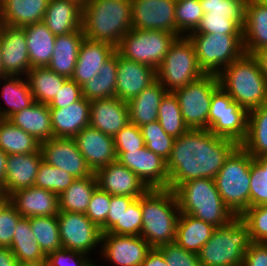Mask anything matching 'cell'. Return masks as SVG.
<instances>
[{
  "mask_svg": "<svg viewBox=\"0 0 267 266\" xmlns=\"http://www.w3.org/2000/svg\"><path fill=\"white\" fill-rule=\"evenodd\" d=\"M111 195L97 187L90 199L85 215L95 223L101 230L106 232V219L110 210Z\"/></svg>",
  "mask_w": 267,
  "mask_h": 266,
  "instance_id": "816d5d0a",
  "label": "cell"
},
{
  "mask_svg": "<svg viewBox=\"0 0 267 266\" xmlns=\"http://www.w3.org/2000/svg\"><path fill=\"white\" fill-rule=\"evenodd\" d=\"M7 158L8 155L0 149V180L3 182L6 177Z\"/></svg>",
  "mask_w": 267,
  "mask_h": 266,
  "instance_id": "03108f58",
  "label": "cell"
},
{
  "mask_svg": "<svg viewBox=\"0 0 267 266\" xmlns=\"http://www.w3.org/2000/svg\"><path fill=\"white\" fill-rule=\"evenodd\" d=\"M176 0H131L132 28L176 35Z\"/></svg>",
  "mask_w": 267,
  "mask_h": 266,
  "instance_id": "ac0fdd59",
  "label": "cell"
},
{
  "mask_svg": "<svg viewBox=\"0 0 267 266\" xmlns=\"http://www.w3.org/2000/svg\"><path fill=\"white\" fill-rule=\"evenodd\" d=\"M242 266H267V243L252 242L245 251Z\"/></svg>",
  "mask_w": 267,
  "mask_h": 266,
  "instance_id": "94428289",
  "label": "cell"
},
{
  "mask_svg": "<svg viewBox=\"0 0 267 266\" xmlns=\"http://www.w3.org/2000/svg\"><path fill=\"white\" fill-rule=\"evenodd\" d=\"M21 218L9 200L0 205V247L10 248L16 225Z\"/></svg>",
  "mask_w": 267,
  "mask_h": 266,
  "instance_id": "db71d44e",
  "label": "cell"
},
{
  "mask_svg": "<svg viewBox=\"0 0 267 266\" xmlns=\"http://www.w3.org/2000/svg\"><path fill=\"white\" fill-rule=\"evenodd\" d=\"M204 13L231 14L242 26L245 24L247 0H199Z\"/></svg>",
  "mask_w": 267,
  "mask_h": 266,
  "instance_id": "f5cc1de1",
  "label": "cell"
},
{
  "mask_svg": "<svg viewBox=\"0 0 267 266\" xmlns=\"http://www.w3.org/2000/svg\"><path fill=\"white\" fill-rule=\"evenodd\" d=\"M9 196L4 187V182L0 180V205L5 204L8 201Z\"/></svg>",
  "mask_w": 267,
  "mask_h": 266,
  "instance_id": "003e7915",
  "label": "cell"
},
{
  "mask_svg": "<svg viewBox=\"0 0 267 266\" xmlns=\"http://www.w3.org/2000/svg\"><path fill=\"white\" fill-rule=\"evenodd\" d=\"M249 111L241 107L221 87L212 95L208 113V130L214 135L236 141L246 139Z\"/></svg>",
  "mask_w": 267,
  "mask_h": 266,
  "instance_id": "7c38bea8",
  "label": "cell"
},
{
  "mask_svg": "<svg viewBox=\"0 0 267 266\" xmlns=\"http://www.w3.org/2000/svg\"><path fill=\"white\" fill-rule=\"evenodd\" d=\"M0 55L3 76H27L31 66L22 27L0 24Z\"/></svg>",
  "mask_w": 267,
  "mask_h": 266,
  "instance_id": "e0dca14e",
  "label": "cell"
},
{
  "mask_svg": "<svg viewBox=\"0 0 267 266\" xmlns=\"http://www.w3.org/2000/svg\"><path fill=\"white\" fill-rule=\"evenodd\" d=\"M250 166L251 155L239 145L214 178L225 206L234 216H241L250 207Z\"/></svg>",
  "mask_w": 267,
  "mask_h": 266,
  "instance_id": "52a82bcc",
  "label": "cell"
},
{
  "mask_svg": "<svg viewBox=\"0 0 267 266\" xmlns=\"http://www.w3.org/2000/svg\"><path fill=\"white\" fill-rule=\"evenodd\" d=\"M168 91L156 79L136 97L127 102L129 122L141 127L158 120V108Z\"/></svg>",
  "mask_w": 267,
  "mask_h": 266,
  "instance_id": "f546056e",
  "label": "cell"
},
{
  "mask_svg": "<svg viewBox=\"0 0 267 266\" xmlns=\"http://www.w3.org/2000/svg\"><path fill=\"white\" fill-rule=\"evenodd\" d=\"M115 52L116 48L110 43L94 41L84 37L71 79L82 87L92 77L98 75L102 65Z\"/></svg>",
  "mask_w": 267,
  "mask_h": 266,
  "instance_id": "cb8c5ba5",
  "label": "cell"
},
{
  "mask_svg": "<svg viewBox=\"0 0 267 266\" xmlns=\"http://www.w3.org/2000/svg\"><path fill=\"white\" fill-rule=\"evenodd\" d=\"M74 139L82 156L94 173L98 169L117 161L112 136L89 125L84 127Z\"/></svg>",
  "mask_w": 267,
  "mask_h": 266,
  "instance_id": "ffe728a7",
  "label": "cell"
},
{
  "mask_svg": "<svg viewBox=\"0 0 267 266\" xmlns=\"http://www.w3.org/2000/svg\"><path fill=\"white\" fill-rule=\"evenodd\" d=\"M157 79L156 69L118 54L116 97L128 102Z\"/></svg>",
  "mask_w": 267,
  "mask_h": 266,
  "instance_id": "44dd1931",
  "label": "cell"
},
{
  "mask_svg": "<svg viewBox=\"0 0 267 266\" xmlns=\"http://www.w3.org/2000/svg\"><path fill=\"white\" fill-rule=\"evenodd\" d=\"M57 218L62 248L90 256L101 247V230L85 214L59 211Z\"/></svg>",
  "mask_w": 267,
  "mask_h": 266,
  "instance_id": "4fadbf2b",
  "label": "cell"
},
{
  "mask_svg": "<svg viewBox=\"0 0 267 266\" xmlns=\"http://www.w3.org/2000/svg\"><path fill=\"white\" fill-rule=\"evenodd\" d=\"M98 187L112 196L139 198L149 188L130 169L114 161L98 169L95 173Z\"/></svg>",
  "mask_w": 267,
  "mask_h": 266,
  "instance_id": "d6986e66",
  "label": "cell"
},
{
  "mask_svg": "<svg viewBox=\"0 0 267 266\" xmlns=\"http://www.w3.org/2000/svg\"><path fill=\"white\" fill-rule=\"evenodd\" d=\"M250 207L267 204V165H259L251 156Z\"/></svg>",
  "mask_w": 267,
  "mask_h": 266,
  "instance_id": "f907efd6",
  "label": "cell"
},
{
  "mask_svg": "<svg viewBox=\"0 0 267 266\" xmlns=\"http://www.w3.org/2000/svg\"><path fill=\"white\" fill-rule=\"evenodd\" d=\"M217 77L220 87L248 111L267 103V80L252 54L244 53Z\"/></svg>",
  "mask_w": 267,
  "mask_h": 266,
  "instance_id": "277c9868",
  "label": "cell"
},
{
  "mask_svg": "<svg viewBox=\"0 0 267 266\" xmlns=\"http://www.w3.org/2000/svg\"><path fill=\"white\" fill-rule=\"evenodd\" d=\"M84 37L82 28L56 36L52 58L47 67L55 73L71 79Z\"/></svg>",
  "mask_w": 267,
  "mask_h": 266,
  "instance_id": "4dcf8cb0",
  "label": "cell"
},
{
  "mask_svg": "<svg viewBox=\"0 0 267 266\" xmlns=\"http://www.w3.org/2000/svg\"><path fill=\"white\" fill-rule=\"evenodd\" d=\"M239 146L231 139L214 135L208 129H189L175 138L166 161L168 189L200 178L214 179L226 159Z\"/></svg>",
  "mask_w": 267,
  "mask_h": 266,
  "instance_id": "6da1fadb",
  "label": "cell"
},
{
  "mask_svg": "<svg viewBox=\"0 0 267 266\" xmlns=\"http://www.w3.org/2000/svg\"><path fill=\"white\" fill-rule=\"evenodd\" d=\"M129 122L127 102L113 98L90 101V126L114 137Z\"/></svg>",
  "mask_w": 267,
  "mask_h": 266,
  "instance_id": "7402d4cb",
  "label": "cell"
},
{
  "mask_svg": "<svg viewBox=\"0 0 267 266\" xmlns=\"http://www.w3.org/2000/svg\"><path fill=\"white\" fill-rule=\"evenodd\" d=\"M17 266H47V263L46 261L29 262V263L18 262Z\"/></svg>",
  "mask_w": 267,
  "mask_h": 266,
  "instance_id": "a7ac6f4b",
  "label": "cell"
},
{
  "mask_svg": "<svg viewBox=\"0 0 267 266\" xmlns=\"http://www.w3.org/2000/svg\"><path fill=\"white\" fill-rule=\"evenodd\" d=\"M253 56L257 60L260 70L267 80V48L256 51Z\"/></svg>",
  "mask_w": 267,
  "mask_h": 266,
  "instance_id": "e7e4bbea",
  "label": "cell"
},
{
  "mask_svg": "<svg viewBox=\"0 0 267 266\" xmlns=\"http://www.w3.org/2000/svg\"><path fill=\"white\" fill-rule=\"evenodd\" d=\"M22 28L25 30L31 68L46 67L52 58L56 36L43 22Z\"/></svg>",
  "mask_w": 267,
  "mask_h": 266,
  "instance_id": "836d02e7",
  "label": "cell"
},
{
  "mask_svg": "<svg viewBox=\"0 0 267 266\" xmlns=\"http://www.w3.org/2000/svg\"><path fill=\"white\" fill-rule=\"evenodd\" d=\"M9 120L40 143L54 137L47 104L35 101L31 106L13 114Z\"/></svg>",
  "mask_w": 267,
  "mask_h": 266,
  "instance_id": "1f68e13d",
  "label": "cell"
},
{
  "mask_svg": "<svg viewBox=\"0 0 267 266\" xmlns=\"http://www.w3.org/2000/svg\"><path fill=\"white\" fill-rule=\"evenodd\" d=\"M17 259L10 248L0 247V266H17Z\"/></svg>",
  "mask_w": 267,
  "mask_h": 266,
  "instance_id": "be15d7a7",
  "label": "cell"
},
{
  "mask_svg": "<svg viewBox=\"0 0 267 266\" xmlns=\"http://www.w3.org/2000/svg\"><path fill=\"white\" fill-rule=\"evenodd\" d=\"M98 187L95 174L76 178L73 183L58 196L59 211L85 214L91 196Z\"/></svg>",
  "mask_w": 267,
  "mask_h": 266,
  "instance_id": "8d00e7d4",
  "label": "cell"
},
{
  "mask_svg": "<svg viewBox=\"0 0 267 266\" xmlns=\"http://www.w3.org/2000/svg\"><path fill=\"white\" fill-rule=\"evenodd\" d=\"M252 241L241 216L214 229L210 239L197 253L202 266H242L245 251Z\"/></svg>",
  "mask_w": 267,
  "mask_h": 266,
  "instance_id": "8992f818",
  "label": "cell"
},
{
  "mask_svg": "<svg viewBox=\"0 0 267 266\" xmlns=\"http://www.w3.org/2000/svg\"><path fill=\"white\" fill-rule=\"evenodd\" d=\"M168 266H202L198 254L187 251L176 242L164 244L158 247Z\"/></svg>",
  "mask_w": 267,
  "mask_h": 266,
  "instance_id": "9f6ffc18",
  "label": "cell"
},
{
  "mask_svg": "<svg viewBox=\"0 0 267 266\" xmlns=\"http://www.w3.org/2000/svg\"><path fill=\"white\" fill-rule=\"evenodd\" d=\"M241 217L249 228L251 241L267 243V204L249 207Z\"/></svg>",
  "mask_w": 267,
  "mask_h": 266,
  "instance_id": "681fc988",
  "label": "cell"
},
{
  "mask_svg": "<svg viewBox=\"0 0 267 266\" xmlns=\"http://www.w3.org/2000/svg\"><path fill=\"white\" fill-rule=\"evenodd\" d=\"M8 200L22 217L57 216L59 213L58 195L39 187L17 190Z\"/></svg>",
  "mask_w": 267,
  "mask_h": 266,
  "instance_id": "603a6c76",
  "label": "cell"
},
{
  "mask_svg": "<svg viewBox=\"0 0 267 266\" xmlns=\"http://www.w3.org/2000/svg\"><path fill=\"white\" fill-rule=\"evenodd\" d=\"M0 149L7 155L32 154L40 149V142L9 119H1Z\"/></svg>",
  "mask_w": 267,
  "mask_h": 266,
  "instance_id": "60d3db41",
  "label": "cell"
},
{
  "mask_svg": "<svg viewBox=\"0 0 267 266\" xmlns=\"http://www.w3.org/2000/svg\"><path fill=\"white\" fill-rule=\"evenodd\" d=\"M197 61L205 74L218 75L244 53L243 34L190 33Z\"/></svg>",
  "mask_w": 267,
  "mask_h": 266,
  "instance_id": "ba28073f",
  "label": "cell"
},
{
  "mask_svg": "<svg viewBox=\"0 0 267 266\" xmlns=\"http://www.w3.org/2000/svg\"><path fill=\"white\" fill-rule=\"evenodd\" d=\"M191 33L243 34V26L231 14L204 13Z\"/></svg>",
  "mask_w": 267,
  "mask_h": 266,
  "instance_id": "7dc6e473",
  "label": "cell"
},
{
  "mask_svg": "<svg viewBox=\"0 0 267 266\" xmlns=\"http://www.w3.org/2000/svg\"><path fill=\"white\" fill-rule=\"evenodd\" d=\"M0 58H1V55H0ZM0 77H3V73H2V70H1V63H0Z\"/></svg>",
  "mask_w": 267,
  "mask_h": 266,
  "instance_id": "753ad0ef",
  "label": "cell"
},
{
  "mask_svg": "<svg viewBox=\"0 0 267 266\" xmlns=\"http://www.w3.org/2000/svg\"><path fill=\"white\" fill-rule=\"evenodd\" d=\"M88 256L78 251L61 248L46 256L47 266H96Z\"/></svg>",
  "mask_w": 267,
  "mask_h": 266,
  "instance_id": "6f0895ef",
  "label": "cell"
},
{
  "mask_svg": "<svg viewBox=\"0 0 267 266\" xmlns=\"http://www.w3.org/2000/svg\"><path fill=\"white\" fill-rule=\"evenodd\" d=\"M262 4H264L265 6H267V0H259Z\"/></svg>",
  "mask_w": 267,
  "mask_h": 266,
  "instance_id": "8c879c8a",
  "label": "cell"
},
{
  "mask_svg": "<svg viewBox=\"0 0 267 266\" xmlns=\"http://www.w3.org/2000/svg\"><path fill=\"white\" fill-rule=\"evenodd\" d=\"M219 87L216 74H204L201 78L173 91L183 121L189 129H208L212 95Z\"/></svg>",
  "mask_w": 267,
  "mask_h": 266,
  "instance_id": "8fae6325",
  "label": "cell"
},
{
  "mask_svg": "<svg viewBox=\"0 0 267 266\" xmlns=\"http://www.w3.org/2000/svg\"><path fill=\"white\" fill-rule=\"evenodd\" d=\"M43 161L75 178L94 175L82 156L74 138L53 137L40 143Z\"/></svg>",
  "mask_w": 267,
  "mask_h": 266,
  "instance_id": "5bb4252c",
  "label": "cell"
},
{
  "mask_svg": "<svg viewBox=\"0 0 267 266\" xmlns=\"http://www.w3.org/2000/svg\"><path fill=\"white\" fill-rule=\"evenodd\" d=\"M158 121L164 131L174 138L189 130L183 121L177 97L173 92H167L162 98L158 108Z\"/></svg>",
  "mask_w": 267,
  "mask_h": 266,
  "instance_id": "7bdbcfd3",
  "label": "cell"
},
{
  "mask_svg": "<svg viewBox=\"0 0 267 266\" xmlns=\"http://www.w3.org/2000/svg\"><path fill=\"white\" fill-rule=\"evenodd\" d=\"M245 53L254 54L267 48V6L259 0H247L243 26Z\"/></svg>",
  "mask_w": 267,
  "mask_h": 266,
  "instance_id": "f1b7e54d",
  "label": "cell"
},
{
  "mask_svg": "<svg viewBox=\"0 0 267 266\" xmlns=\"http://www.w3.org/2000/svg\"><path fill=\"white\" fill-rule=\"evenodd\" d=\"M118 53L115 52L101 67L97 76L85 83L82 96L88 101L116 97Z\"/></svg>",
  "mask_w": 267,
  "mask_h": 266,
  "instance_id": "d590c367",
  "label": "cell"
},
{
  "mask_svg": "<svg viewBox=\"0 0 267 266\" xmlns=\"http://www.w3.org/2000/svg\"><path fill=\"white\" fill-rule=\"evenodd\" d=\"M116 152H130L145 147L140 127L128 123L114 137Z\"/></svg>",
  "mask_w": 267,
  "mask_h": 266,
  "instance_id": "11a10c76",
  "label": "cell"
},
{
  "mask_svg": "<svg viewBox=\"0 0 267 266\" xmlns=\"http://www.w3.org/2000/svg\"><path fill=\"white\" fill-rule=\"evenodd\" d=\"M43 23L55 36L77 31L82 28V6L73 0H50Z\"/></svg>",
  "mask_w": 267,
  "mask_h": 266,
  "instance_id": "83f0119b",
  "label": "cell"
},
{
  "mask_svg": "<svg viewBox=\"0 0 267 266\" xmlns=\"http://www.w3.org/2000/svg\"><path fill=\"white\" fill-rule=\"evenodd\" d=\"M143 237L151 247L175 242L180 210L171 189H149L141 195Z\"/></svg>",
  "mask_w": 267,
  "mask_h": 266,
  "instance_id": "3957f363",
  "label": "cell"
},
{
  "mask_svg": "<svg viewBox=\"0 0 267 266\" xmlns=\"http://www.w3.org/2000/svg\"><path fill=\"white\" fill-rule=\"evenodd\" d=\"M27 80L34 100L49 104L68 78L46 67H33L28 71Z\"/></svg>",
  "mask_w": 267,
  "mask_h": 266,
  "instance_id": "74e56055",
  "label": "cell"
},
{
  "mask_svg": "<svg viewBox=\"0 0 267 266\" xmlns=\"http://www.w3.org/2000/svg\"><path fill=\"white\" fill-rule=\"evenodd\" d=\"M73 1H76L79 5L83 7L89 0H73Z\"/></svg>",
  "mask_w": 267,
  "mask_h": 266,
  "instance_id": "2644e50d",
  "label": "cell"
},
{
  "mask_svg": "<svg viewBox=\"0 0 267 266\" xmlns=\"http://www.w3.org/2000/svg\"><path fill=\"white\" fill-rule=\"evenodd\" d=\"M215 228L210 223L180 213L175 242L183 249L197 254L210 239Z\"/></svg>",
  "mask_w": 267,
  "mask_h": 266,
  "instance_id": "e575fe53",
  "label": "cell"
},
{
  "mask_svg": "<svg viewBox=\"0 0 267 266\" xmlns=\"http://www.w3.org/2000/svg\"><path fill=\"white\" fill-rule=\"evenodd\" d=\"M204 74L198 64L194 46L187 36L175 39L156 70L157 80L168 92L184 87Z\"/></svg>",
  "mask_w": 267,
  "mask_h": 266,
  "instance_id": "9c48e42d",
  "label": "cell"
},
{
  "mask_svg": "<svg viewBox=\"0 0 267 266\" xmlns=\"http://www.w3.org/2000/svg\"><path fill=\"white\" fill-rule=\"evenodd\" d=\"M0 81L4 83L0 88V96L3 102L5 101L4 105H6V108H2L4 106L0 105V117L2 119H9L13 114L35 102L27 77L3 76L0 77Z\"/></svg>",
  "mask_w": 267,
  "mask_h": 266,
  "instance_id": "d6a6232c",
  "label": "cell"
},
{
  "mask_svg": "<svg viewBox=\"0 0 267 266\" xmlns=\"http://www.w3.org/2000/svg\"><path fill=\"white\" fill-rule=\"evenodd\" d=\"M117 161L133 171L149 189H168L166 160L146 146L130 152H116Z\"/></svg>",
  "mask_w": 267,
  "mask_h": 266,
  "instance_id": "9a60e30c",
  "label": "cell"
},
{
  "mask_svg": "<svg viewBox=\"0 0 267 266\" xmlns=\"http://www.w3.org/2000/svg\"><path fill=\"white\" fill-rule=\"evenodd\" d=\"M54 137L74 138L90 124V101L81 97L67 107L50 109Z\"/></svg>",
  "mask_w": 267,
  "mask_h": 266,
  "instance_id": "d4e9b609",
  "label": "cell"
},
{
  "mask_svg": "<svg viewBox=\"0 0 267 266\" xmlns=\"http://www.w3.org/2000/svg\"><path fill=\"white\" fill-rule=\"evenodd\" d=\"M177 36L162 30L131 29L116 47L123 58L158 69Z\"/></svg>",
  "mask_w": 267,
  "mask_h": 266,
  "instance_id": "30bf717a",
  "label": "cell"
},
{
  "mask_svg": "<svg viewBox=\"0 0 267 266\" xmlns=\"http://www.w3.org/2000/svg\"><path fill=\"white\" fill-rule=\"evenodd\" d=\"M131 29V0H89L82 7V30L87 39L116 48Z\"/></svg>",
  "mask_w": 267,
  "mask_h": 266,
  "instance_id": "7a4b0ae2",
  "label": "cell"
},
{
  "mask_svg": "<svg viewBox=\"0 0 267 266\" xmlns=\"http://www.w3.org/2000/svg\"><path fill=\"white\" fill-rule=\"evenodd\" d=\"M30 224L45 256L62 248L57 216L30 217Z\"/></svg>",
  "mask_w": 267,
  "mask_h": 266,
  "instance_id": "b9f144b4",
  "label": "cell"
},
{
  "mask_svg": "<svg viewBox=\"0 0 267 266\" xmlns=\"http://www.w3.org/2000/svg\"><path fill=\"white\" fill-rule=\"evenodd\" d=\"M240 145L253 158L267 155V103L249 110L247 136Z\"/></svg>",
  "mask_w": 267,
  "mask_h": 266,
  "instance_id": "f35d334b",
  "label": "cell"
},
{
  "mask_svg": "<svg viewBox=\"0 0 267 266\" xmlns=\"http://www.w3.org/2000/svg\"><path fill=\"white\" fill-rule=\"evenodd\" d=\"M203 15L199 0H177L175 7L176 36H187L193 32Z\"/></svg>",
  "mask_w": 267,
  "mask_h": 266,
  "instance_id": "f6af8a7d",
  "label": "cell"
},
{
  "mask_svg": "<svg viewBox=\"0 0 267 266\" xmlns=\"http://www.w3.org/2000/svg\"><path fill=\"white\" fill-rule=\"evenodd\" d=\"M140 131L145 146L167 161L175 138L164 131L158 120L141 126Z\"/></svg>",
  "mask_w": 267,
  "mask_h": 266,
  "instance_id": "bcb514c9",
  "label": "cell"
},
{
  "mask_svg": "<svg viewBox=\"0 0 267 266\" xmlns=\"http://www.w3.org/2000/svg\"><path fill=\"white\" fill-rule=\"evenodd\" d=\"M141 266H168L162 251L158 247H152L146 255Z\"/></svg>",
  "mask_w": 267,
  "mask_h": 266,
  "instance_id": "6125c7cd",
  "label": "cell"
},
{
  "mask_svg": "<svg viewBox=\"0 0 267 266\" xmlns=\"http://www.w3.org/2000/svg\"><path fill=\"white\" fill-rule=\"evenodd\" d=\"M135 198L130 196H112L110 210L106 219V232L120 219L123 212Z\"/></svg>",
  "mask_w": 267,
  "mask_h": 266,
  "instance_id": "91938a15",
  "label": "cell"
},
{
  "mask_svg": "<svg viewBox=\"0 0 267 266\" xmlns=\"http://www.w3.org/2000/svg\"><path fill=\"white\" fill-rule=\"evenodd\" d=\"M50 0H0V24L24 27L43 22Z\"/></svg>",
  "mask_w": 267,
  "mask_h": 266,
  "instance_id": "4316f807",
  "label": "cell"
},
{
  "mask_svg": "<svg viewBox=\"0 0 267 266\" xmlns=\"http://www.w3.org/2000/svg\"><path fill=\"white\" fill-rule=\"evenodd\" d=\"M43 160L41 150L32 154L8 155L4 187L7 195L34 186L38 167Z\"/></svg>",
  "mask_w": 267,
  "mask_h": 266,
  "instance_id": "484cf974",
  "label": "cell"
},
{
  "mask_svg": "<svg viewBox=\"0 0 267 266\" xmlns=\"http://www.w3.org/2000/svg\"><path fill=\"white\" fill-rule=\"evenodd\" d=\"M180 213L191 215L220 227L235 216L225 206L214 179L200 178L186 181L175 190Z\"/></svg>",
  "mask_w": 267,
  "mask_h": 266,
  "instance_id": "5b68a950",
  "label": "cell"
},
{
  "mask_svg": "<svg viewBox=\"0 0 267 266\" xmlns=\"http://www.w3.org/2000/svg\"><path fill=\"white\" fill-rule=\"evenodd\" d=\"M141 196L134 199L120 219L106 232L117 235L140 236L142 229Z\"/></svg>",
  "mask_w": 267,
  "mask_h": 266,
  "instance_id": "c3c4849f",
  "label": "cell"
},
{
  "mask_svg": "<svg viewBox=\"0 0 267 266\" xmlns=\"http://www.w3.org/2000/svg\"><path fill=\"white\" fill-rule=\"evenodd\" d=\"M75 179L71 174L42 160L38 167L34 186L46 189L59 196Z\"/></svg>",
  "mask_w": 267,
  "mask_h": 266,
  "instance_id": "ee69618b",
  "label": "cell"
},
{
  "mask_svg": "<svg viewBox=\"0 0 267 266\" xmlns=\"http://www.w3.org/2000/svg\"><path fill=\"white\" fill-rule=\"evenodd\" d=\"M259 165H267V155L254 158Z\"/></svg>",
  "mask_w": 267,
  "mask_h": 266,
  "instance_id": "89a4df30",
  "label": "cell"
},
{
  "mask_svg": "<svg viewBox=\"0 0 267 266\" xmlns=\"http://www.w3.org/2000/svg\"><path fill=\"white\" fill-rule=\"evenodd\" d=\"M10 249L18 262L46 261V256L33 234L30 218L22 217L18 221Z\"/></svg>",
  "mask_w": 267,
  "mask_h": 266,
  "instance_id": "ab89813d",
  "label": "cell"
},
{
  "mask_svg": "<svg viewBox=\"0 0 267 266\" xmlns=\"http://www.w3.org/2000/svg\"><path fill=\"white\" fill-rule=\"evenodd\" d=\"M82 97V89L72 79H68L57 92L53 100L48 104L50 109H61L67 107Z\"/></svg>",
  "mask_w": 267,
  "mask_h": 266,
  "instance_id": "680465c9",
  "label": "cell"
},
{
  "mask_svg": "<svg viewBox=\"0 0 267 266\" xmlns=\"http://www.w3.org/2000/svg\"><path fill=\"white\" fill-rule=\"evenodd\" d=\"M152 247L141 236L103 233L98 255L114 266H141Z\"/></svg>",
  "mask_w": 267,
  "mask_h": 266,
  "instance_id": "2e32d148",
  "label": "cell"
}]
</instances>
